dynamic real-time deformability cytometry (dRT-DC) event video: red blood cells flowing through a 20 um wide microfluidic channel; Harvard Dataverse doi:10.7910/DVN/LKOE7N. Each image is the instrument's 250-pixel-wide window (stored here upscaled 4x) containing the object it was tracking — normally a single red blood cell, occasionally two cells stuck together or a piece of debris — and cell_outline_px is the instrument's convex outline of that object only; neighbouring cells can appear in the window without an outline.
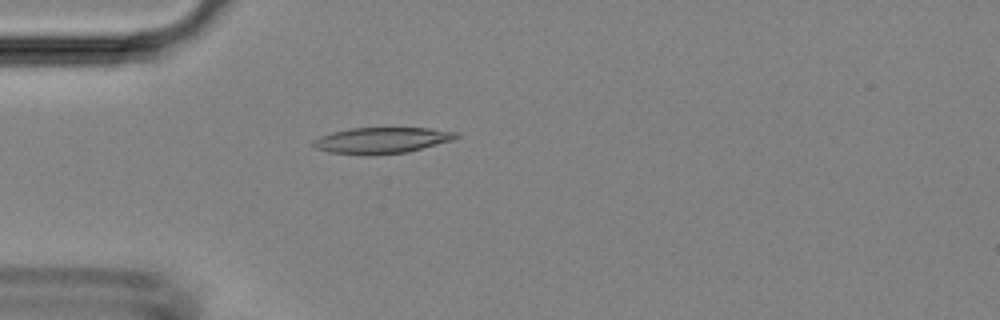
{"species": "Egyptian fruit bat (a non-hibernating species)", "species_latin": "Rousettus aegyptiacus", "temperature_condition": "room temperature", "stored_images_in_passage": 47, "camera_frame_rate_fps": 3000, "um_per_image_px": 0.085, "animal": {"sex": "female"}, "frame": {"image": 1, "passage_image": 13, "time_ms": 4.0, "image_size_px": [1000, 320], "cell_outline_px": [[460, 136], [452, 140], [408, 152], [368, 156], [328, 152], [316, 148], [312, 144], [312, 140], [320, 136], [332, 132], [352, 128], [428, 128], [460, 132]], "centroid_in_image_um": [32.44, 11.94], "position_along_channel_um": 52.6, "area_um2": 21.91}}
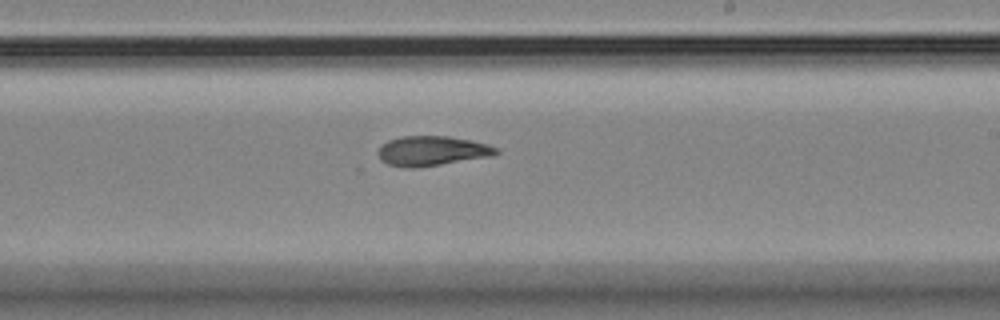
{"frame": {"image": 2, "passage_image": 28, "time_ms": 9.0, "image_size_px": [1000, 320], "cell_outline_px": [[500, 152], [492, 156], [416, 168], [404, 168], [388, 164], [380, 160], [376, 152], [380, 144], [388, 140], [400, 136], [448, 136], [488, 144], [500, 148]], "centroid_in_image_um": [36.68, 12.83], "position_along_channel_um": 252.3, "area_um2": 20.75}}
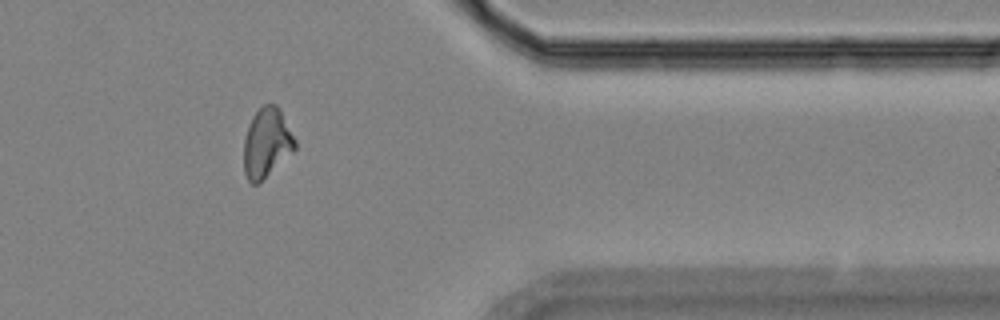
{"frame": {"image": 3, "passage_image": 39, "time_ms": 12.667, "image_size_px": [1000, 320], "cell_outline_px": [[296, 148], [292, 152], [256, 184], [252, 184], [248, 180], [244, 172], [244, 140], [248, 124], [252, 116], [264, 104], [276, 104], [280, 108], [296, 140]], "centroid_in_image_um": [22.66, 12.1], "position_along_channel_um": 388.7, "area_um2": 20.46}}